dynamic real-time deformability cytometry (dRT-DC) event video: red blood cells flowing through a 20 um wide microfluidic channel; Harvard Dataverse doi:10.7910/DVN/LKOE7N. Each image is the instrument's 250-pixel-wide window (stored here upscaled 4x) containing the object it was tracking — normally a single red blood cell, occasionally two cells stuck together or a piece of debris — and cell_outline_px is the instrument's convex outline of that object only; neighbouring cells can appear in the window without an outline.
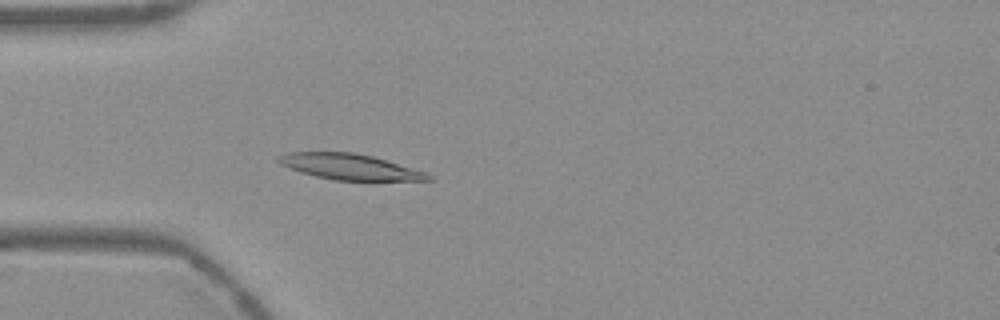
{"species": "Egyptian fruit bat (a non-hibernating species)", "species_latin": "Rousettus aegyptiacus", "temperature_condition": "warm", "stored_images_in_passage": 48, "camera_frame_rate_fps": 3000, "um_per_image_px": 0.085, "frame": {"image": 1, "passage_image": 9, "time_ms": 2.667, "image_size_px": [1000, 320], "cell_outline_px": [[432, 180], [332, 180], [316, 176], [280, 164], [276, 160], [276, 156], [288, 152], [352, 152], [372, 156], [424, 172], [432, 176]], "centroid_in_image_um": [29.68, 14.17], "position_along_channel_um": 55.3, "area_um2": 21.96}}
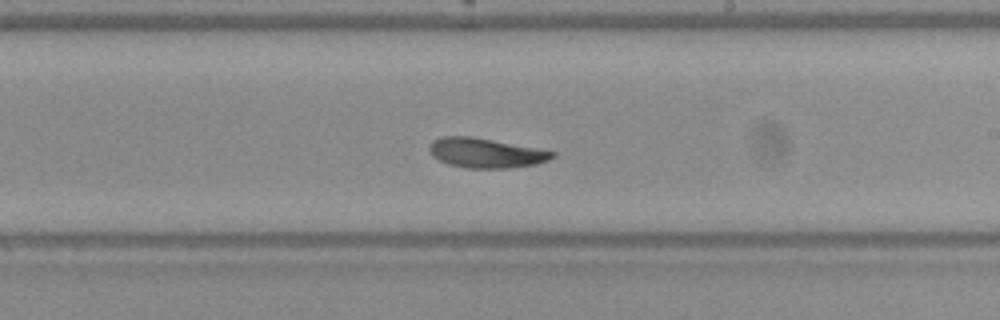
{"frame": {"image": 2, "passage_image": 25, "time_ms": 8.0, "image_size_px": [1000, 320], "cell_outline_px": [[556, 156], [548, 160], [536, 164], [508, 168], [468, 168], [448, 164], [432, 156], [428, 148], [432, 140], [444, 136], [468, 136], [492, 140], [556, 152]], "centroid_in_image_um": [41.27, 13.0], "position_along_channel_um": 247.7, "area_um2": 21.04}}
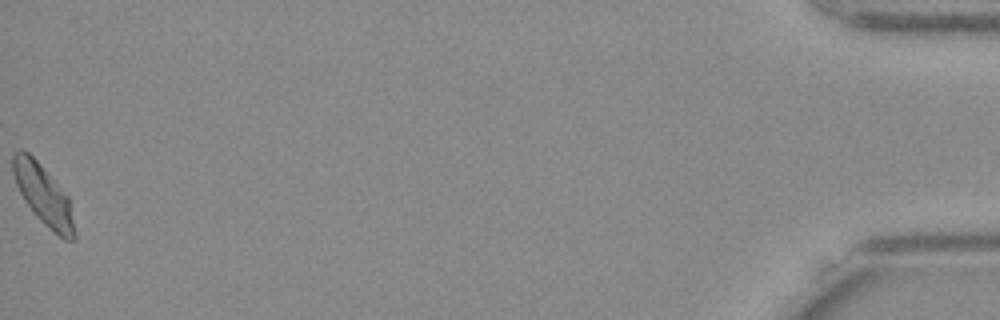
{"frame": {"image": 3, "passage_image": 48, "time_ms": 15.667, "image_size_px": [1000, 320], "cell_outline_px": [[76, 240], [64, 240], [44, 224], [36, 216], [24, 200], [16, 184], [12, 172], [12, 152], [16, 148], [24, 148], [40, 164], [68, 196], [76, 236]], "centroid_in_image_um": [3.65, 16.53], "position_along_channel_um": 431.5, "area_um2": 21.5}, "authors_computed_cell_mechanics": {"area_um2": 21.4727, "velocity_mm_per_s": 3.721, "shape_relaxation_time_tau1_ms": 2.9774, "shape_relaxation_time_tau2_ms": 2.8251, "deformation_change_tau1": 0.125, "deformation_change_tau2": 0.0885}}